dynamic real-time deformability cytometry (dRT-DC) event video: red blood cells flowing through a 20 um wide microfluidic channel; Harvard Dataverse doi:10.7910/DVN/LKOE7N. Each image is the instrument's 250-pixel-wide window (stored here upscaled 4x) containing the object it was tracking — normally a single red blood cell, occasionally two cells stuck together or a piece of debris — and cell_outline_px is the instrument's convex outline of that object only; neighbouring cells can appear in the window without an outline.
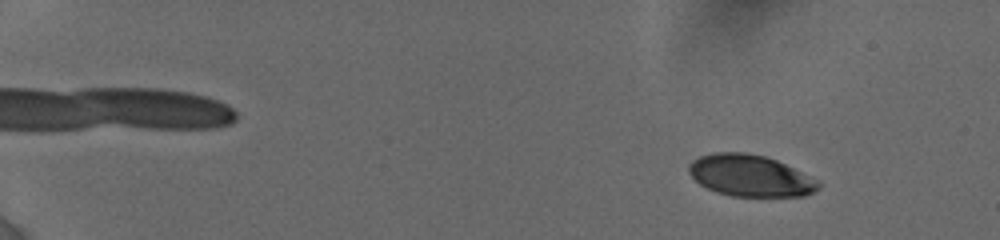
{"species": "human", "species_latin": "Homo sapiens", "temperature_condition": "cold", "stored_images_in_passage": 51, "camera_frame_rate_fps": 3000, "um_per_image_px": 0.085, "donor": {"sex": "female"}, "frame": {"image": 1, "passage_image": 2, "time_ms": 0.333, "image_size_px": [1000, 240], "cell_outline_px": [[820, 188], [804, 196], [732, 196], [716, 192], [700, 184], [688, 172], [688, 164], [692, 160], [700, 156], [716, 152], [744, 152], [764, 156], [776, 160], [820, 180]], "centroid_in_image_um": [63.77, 14.93], "position_along_channel_um": 21.2, "area_um2": 31.39}}
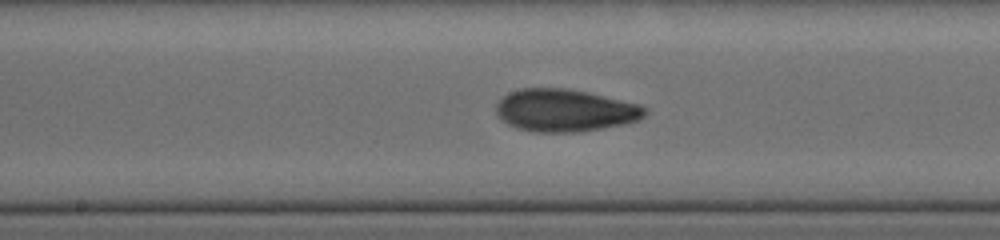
{"frame": {"image": 2, "passage_image": 28, "time_ms": 9.0, "image_size_px": [1000, 240], "cell_outline_px": [[648, 112], [640, 120], [628, 124], [576, 132], [532, 132], [516, 128], [508, 124], [496, 116], [496, 104], [508, 92], [520, 88], [568, 88], [588, 92], [640, 104], [648, 108]], "centroid_in_image_um": [48.04, 9.38], "position_along_channel_um": 200.2, "area_um2": 37.28}}
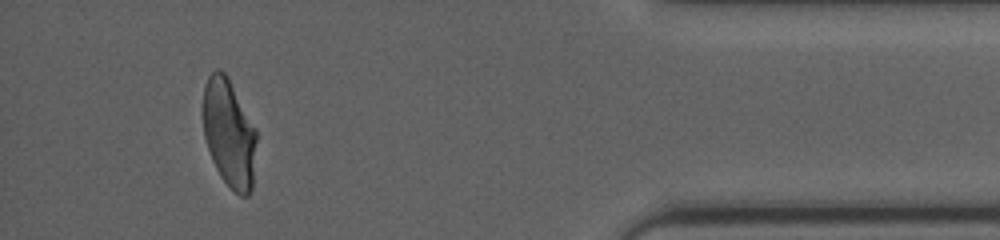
{"frame": {"image": 3, "passage_image": 48, "time_ms": 15.667, "image_size_px": [1000, 240], "cell_outline_px": [[256, 140], [252, 188], [248, 196], [240, 196], [220, 176], [212, 160], [204, 136], [204, 84], [208, 76], [216, 68], [220, 68], [228, 76], [256, 128]], "centroid_in_image_um": [19.48, 11.29], "position_along_channel_um": 415.7, "area_um2": 33.52}, "authors_computed_cell_mechanics": {"area_um2": 34.6222, "velocity_mm_per_s": 3.8384, "shape_relaxation_time_tau1_ms": 5.3103, "shape_relaxation_time_tau2_ms": 1.6964, "deformation_change_tau1": 0.1749, "deformation_change_tau2": 0.0698}}